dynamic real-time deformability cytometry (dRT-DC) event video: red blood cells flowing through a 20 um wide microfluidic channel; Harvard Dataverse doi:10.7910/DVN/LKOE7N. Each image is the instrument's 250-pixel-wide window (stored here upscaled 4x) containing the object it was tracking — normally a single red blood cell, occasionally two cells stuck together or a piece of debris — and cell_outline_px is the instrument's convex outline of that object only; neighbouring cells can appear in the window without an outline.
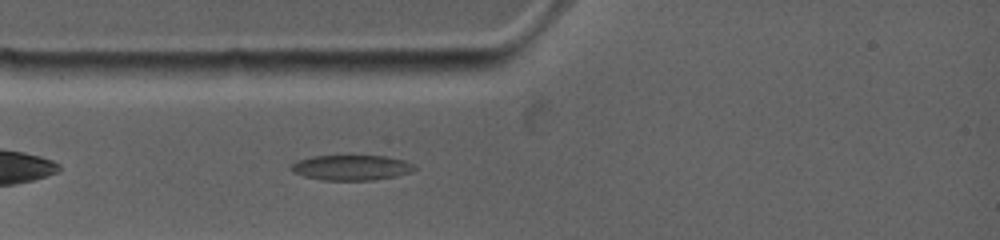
{"species": "common noctule bat (a hibernating species)", "species_latin": "Nyctalus noctula", "temperature_condition": "warm", "stored_images_in_passage": 6, "camera_frame_rate_fps": 4500, "um_per_image_px": 0.085, "animal": {"sex": "female", "body_mass_g": 19.0, "forearm_length_mm": 53.3}, "frame": {"image": 1, "passage_image": 6, "time_ms": 1.556, "image_size_px": [1000, 240], "cell_outline_px": [[416, 168], [412, 172], [396, 176], [376, 180], [320, 180], [304, 176], [292, 172], [292, 164], [300, 160], [316, 156], [384, 156], [400, 160], [412, 164]], "centroid_in_image_um": [29.87, 14.26], "position_along_channel_um": 55.1, "area_um2": 17.86}}